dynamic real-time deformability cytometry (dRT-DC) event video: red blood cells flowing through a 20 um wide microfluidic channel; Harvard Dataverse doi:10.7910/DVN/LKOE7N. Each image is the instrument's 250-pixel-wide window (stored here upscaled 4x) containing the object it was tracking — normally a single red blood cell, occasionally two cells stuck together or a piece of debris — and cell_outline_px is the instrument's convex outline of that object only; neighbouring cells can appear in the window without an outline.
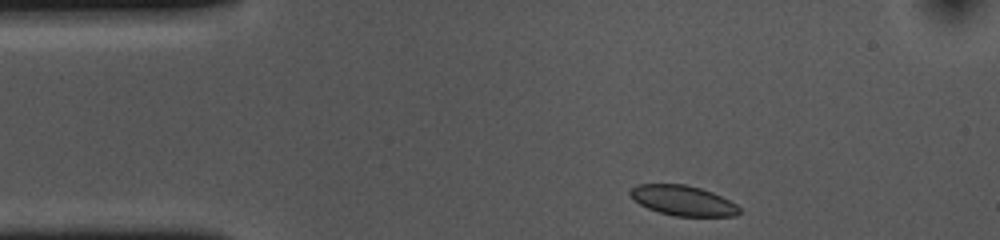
{"species": "common noctule bat (a hibernating species)", "species_latin": "Nyctalus noctula", "temperature_condition": "cold", "stored_images_in_passage": 36, "camera_frame_rate_fps": 3000, "um_per_image_px": 0.085, "animal": {"sex": "female", "body_mass_g": 10.0, "forearm_length_mm": 53.1}, "frame": {"image": 1, "passage_image": 1, "time_ms": 0.0, "image_size_px": [1000, 240], "cell_outline_px": [[740, 212], [736, 216], [676, 216], [660, 212], [648, 208], [640, 204], [628, 192], [636, 184], [684, 184], [700, 188], [712, 192], [736, 204], [740, 208]], "centroid_in_image_um": [58.06, 17.04], "position_along_channel_um": 26.9, "area_um2": 18.9}}
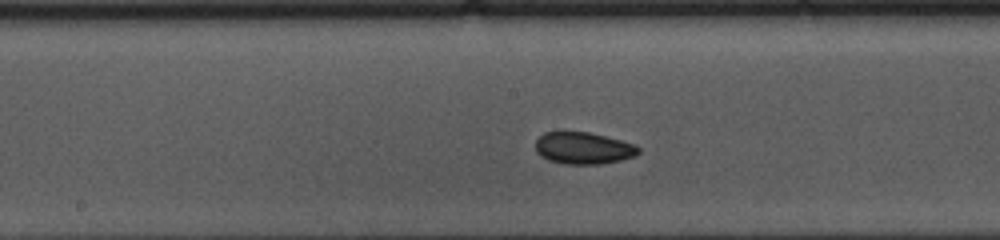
{"frame": {"image": 2, "passage_image": 19, "time_ms": 6.0, "image_size_px": [1000, 240], "cell_outline_px": [[640, 152], [636, 156], [620, 160], [600, 164], [564, 164], [548, 160], [540, 156], [536, 152], [536, 140], [544, 132], [560, 128], [564, 128], [588, 132], [636, 144], [640, 148]], "centroid_in_image_um": [49.54, 12.55], "position_along_channel_um": 198.7, "area_um2": 19.88}}
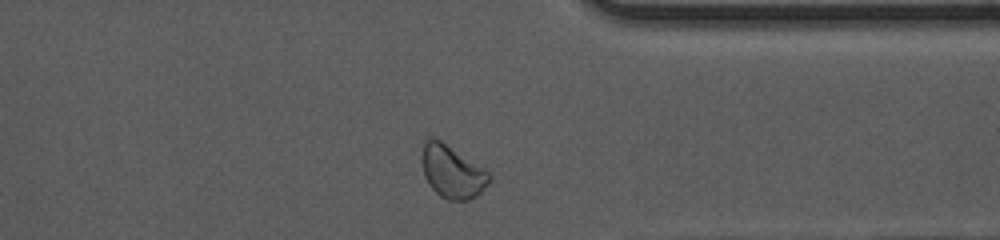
{"frame": {"image": 3, "passage_image": 34, "time_ms": 11.0, "image_size_px": [1000, 240], "cell_outline_px": [[492, 180], [476, 196], [468, 200], [448, 200], [440, 196], [428, 184], [424, 176], [420, 160], [420, 156], [424, 144], [428, 136], [432, 136], [440, 140], [488, 172], [492, 176]], "centroid_in_image_um": [38.39, 14.6], "position_along_channel_um": 373.0, "area_um2": 20.63}, "authors_computed_cell_mechanics": {"area_um2": 19.4786, "velocity_mm_per_s": 3.6179, "shape_relaxation_time_tau1_ms": null, "shape_relaxation_time_tau2_ms": 3.5588, "deformation_change_tau1": null, "deformation_change_tau2": 0.0603}}